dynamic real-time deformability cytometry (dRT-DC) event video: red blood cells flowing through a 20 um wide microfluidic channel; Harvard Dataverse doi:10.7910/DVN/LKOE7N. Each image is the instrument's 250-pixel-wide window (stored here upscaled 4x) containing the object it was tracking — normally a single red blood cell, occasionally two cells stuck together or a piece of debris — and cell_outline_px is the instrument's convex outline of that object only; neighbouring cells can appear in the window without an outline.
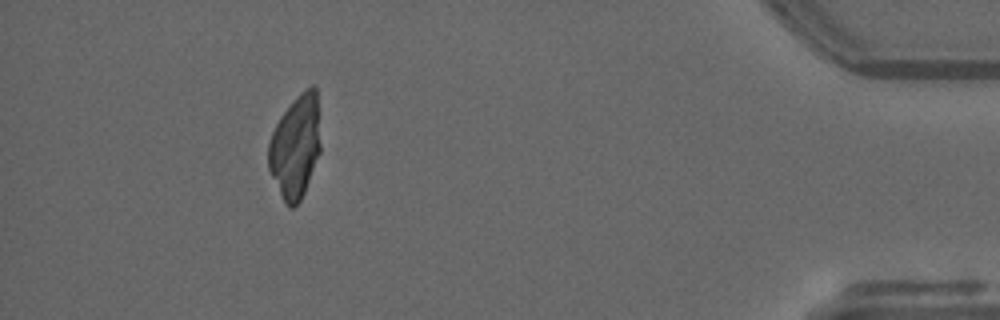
{"species": "common noctule bat (a hibernating species)", "species_latin": "Nyctalus noctula", "temperature_condition": "warm", "stored_images_in_passage": 54, "camera_frame_rate_fps": 3000, "um_per_image_px": 0.085, "animal": {"sex": "male", "forearm_length_mm": 52.5}, "frame": {"image": 1, "passage_image": 49, "time_ms": 16.0, "image_size_px": [1000, 320], "cell_outline_px": [[320, 152], [304, 192], [300, 200], [292, 208], [288, 208], [268, 168], [268, 144], [272, 132], [280, 116], [292, 100], [304, 88], [312, 84], [316, 84], [320, 144]], "centroid_in_image_um": [25.11, 12.4], "position_along_channel_um": 410.1, "area_um2": 31.15}}